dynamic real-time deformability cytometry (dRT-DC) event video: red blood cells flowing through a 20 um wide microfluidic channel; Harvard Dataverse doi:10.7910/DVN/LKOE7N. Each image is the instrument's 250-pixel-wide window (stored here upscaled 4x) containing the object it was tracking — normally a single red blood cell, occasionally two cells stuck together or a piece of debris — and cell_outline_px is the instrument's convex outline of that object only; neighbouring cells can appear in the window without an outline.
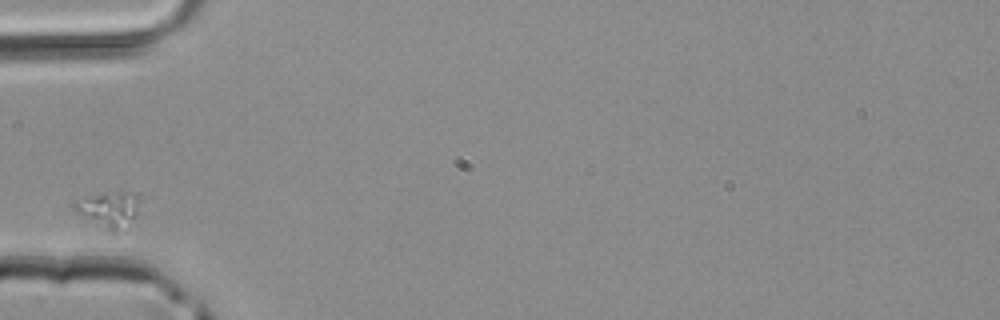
{"species": "common noctule bat (a hibernating species)", "species_latin": "Nyctalus noctula", "temperature_condition": "room temperature", "stored_images_in_passage": 1, "camera_frame_rate_fps": 3000, "um_per_image_px": 0.085, "animal": {"sex": "male", "body_mass_g": 20.4}, "frame": {"image": 1, "passage_image": 1, "time_ms": 0.0, "image_size_px": [1000, 320], "cell_outline_px": [[140, 200], [136, 216], [112, 236], [76, 212], [72, 208], [72, 204], [76, 200], [104, 192], [140, 192]], "centroid_in_image_um": [9.26, 17.81], "position_along_channel_um": 75.7, "area_um2": 14.1}}